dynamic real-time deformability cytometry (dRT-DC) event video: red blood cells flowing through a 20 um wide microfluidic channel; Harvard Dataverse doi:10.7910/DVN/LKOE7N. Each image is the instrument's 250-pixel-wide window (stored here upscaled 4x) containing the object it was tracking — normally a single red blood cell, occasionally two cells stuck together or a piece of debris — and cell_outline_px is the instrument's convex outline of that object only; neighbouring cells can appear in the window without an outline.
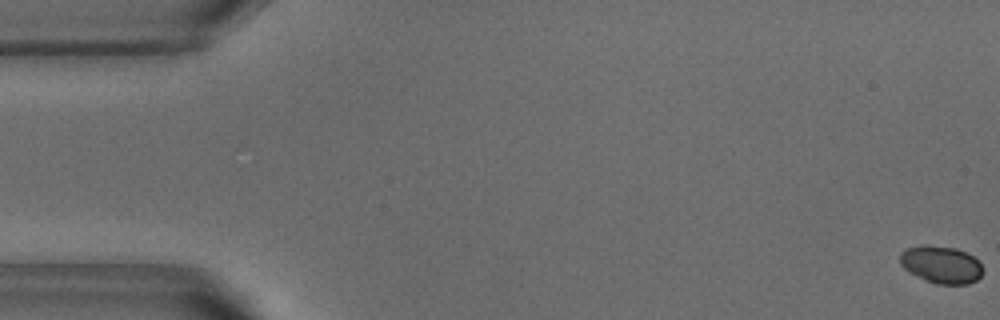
{"species": "common noctule bat (a hibernating species)", "species_latin": "Nyctalus noctula", "temperature_condition": "warm", "stored_images_in_passage": 47, "camera_frame_rate_fps": 3000, "um_per_image_px": 0.085, "animal": {"sex": "male", "body_mass_g": 18.8}, "frame": {"image": 1, "passage_image": 1, "time_ms": 0.0, "image_size_px": [1000, 320], "cell_outline_px": [[984, 272], [976, 280], [968, 284], [936, 284], [908, 272], [900, 264], [900, 252], [908, 248], [920, 244], [924, 244], [956, 248], [972, 256], [984, 268]], "centroid_in_image_um": [79.99, 22.48], "position_along_channel_um": 5.0, "area_um2": 18.09}}
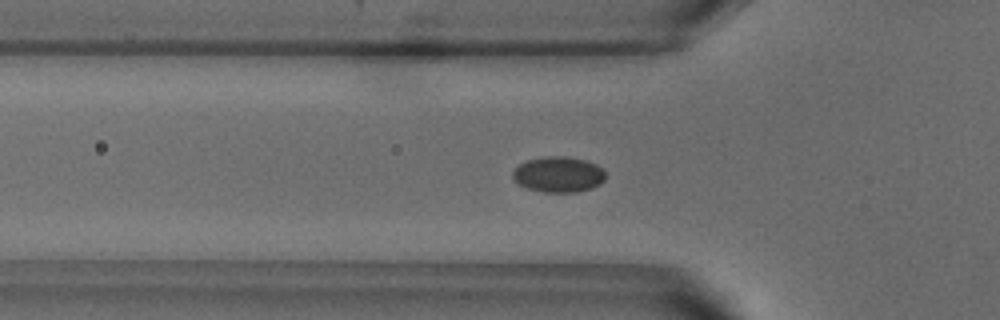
{"frame": {"image": 2, "passage_image": 18, "time_ms": 5.667, "image_size_px": [1000, 320], "cell_outline_px": [[604, 180], [600, 184], [592, 188], [576, 192], [544, 192], [528, 188], [512, 180], [512, 172], [520, 164], [528, 160], [544, 156], [564, 156], [584, 160], [596, 164], [604, 172]], "centroid_in_image_um": [47.45, 14.83], "position_along_channel_um": 78.4, "area_um2": 19.13}}
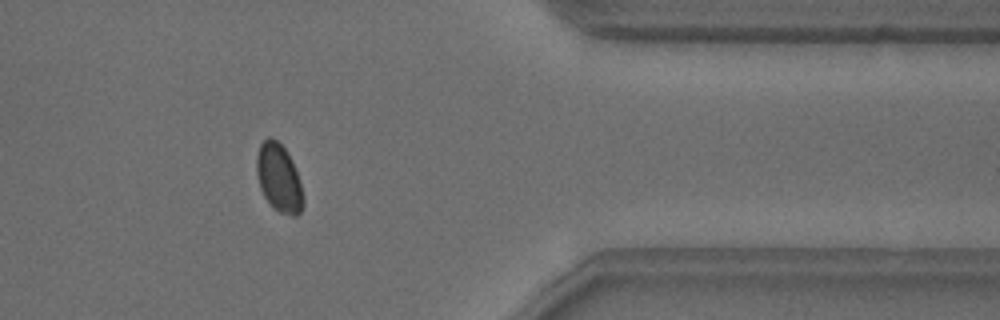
{"frame": {"image": 3, "passage_image": 44, "time_ms": 14.333, "image_size_px": [1000, 320], "cell_outline_px": [[304, 204], [300, 212], [296, 216], [292, 216], [280, 212], [272, 208], [264, 196], [260, 188], [256, 172], [256, 156], [260, 144], [268, 136], [276, 140], [288, 152], [292, 160], [300, 180], [304, 200]], "centroid_in_image_um": [23.7, 15.14], "position_along_channel_um": 387.7, "area_um2": 18.67}}